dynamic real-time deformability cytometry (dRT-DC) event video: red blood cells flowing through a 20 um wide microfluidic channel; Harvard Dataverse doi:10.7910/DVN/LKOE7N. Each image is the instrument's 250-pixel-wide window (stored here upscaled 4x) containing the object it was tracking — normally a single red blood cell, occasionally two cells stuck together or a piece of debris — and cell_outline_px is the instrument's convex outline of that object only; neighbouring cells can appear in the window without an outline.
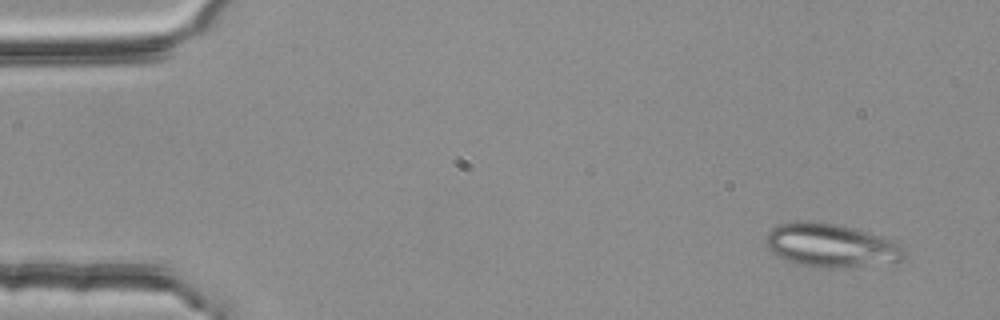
{"species": "common noctule bat (a hibernating species)", "species_latin": "Nyctalus noctula", "temperature_condition": "room temperature", "stored_images_in_passage": 3, "camera_frame_rate_fps": 3000, "um_per_image_px": 0.085, "animal": {"sex": "female", "body_mass_g": 25.1}, "frame": {"image": 1, "passage_image": 1, "time_ms": 0.0, "image_size_px": [1000, 320], "cell_outline_px": [[908, 256], [900, 260], [844, 268], [824, 268], [796, 264], [784, 260], [776, 256], [764, 244], [764, 240], [768, 232], [776, 224], [796, 220], [816, 220], [840, 224], [856, 228], [884, 236], [900, 244], [908, 252]], "centroid_in_image_um": [70.6, 20.83], "position_along_channel_um": 14.4, "area_um2": 36.07}}